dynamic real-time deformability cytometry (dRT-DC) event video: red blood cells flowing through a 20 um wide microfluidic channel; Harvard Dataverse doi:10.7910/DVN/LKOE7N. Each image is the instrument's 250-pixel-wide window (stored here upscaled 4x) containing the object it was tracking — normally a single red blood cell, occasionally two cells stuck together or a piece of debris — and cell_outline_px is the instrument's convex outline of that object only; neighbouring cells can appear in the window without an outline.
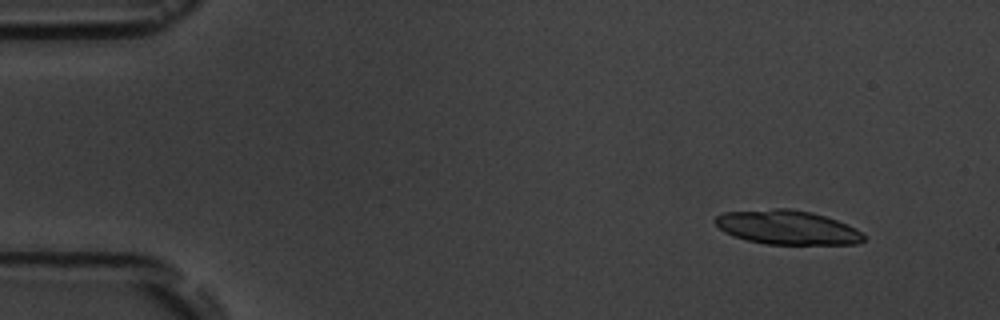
{"species": "common noctule bat (a hibernating species)", "species_latin": "Nyctalus noctula", "temperature_condition": "room temperature", "stored_images_in_passage": 6, "segment_of_instrument_passage": [1, 2], "camera_frame_rate_fps": 3000, "um_per_image_px": 0.085, "animal": {"sex": "male", "body_mass_g": 19.5, "forearm_length_mm": 54.6}, "frame": {"image": 1, "passage_image": 2, "time_ms": 1.333, "image_size_px": [1000, 320], "cell_outline_px": [[864, 240], [860, 244], [764, 244], [748, 240], [724, 232], [712, 220], [716, 216], [724, 212], [776, 208], [788, 208], [812, 212], [848, 224], [856, 228], [864, 236]], "centroid_in_image_um": [66.92, 19.32], "position_along_channel_um": 18.1, "area_um2": 29.54}}